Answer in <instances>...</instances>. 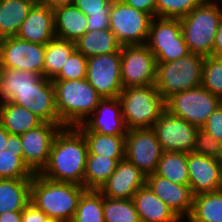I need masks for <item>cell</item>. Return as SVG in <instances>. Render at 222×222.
I'll return each instance as SVG.
<instances>
[{
    "label": "cell",
    "mask_w": 222,
    "mask_h": 222,
    "mask_svg": "<svg viewBox=\"0 0 222 222\" xmlns=\"http://www.w3.org/2000/svg\"><path fill=\"white\" fill-rule=\"evenodd\" d=\"M81 132H97L108 135H126L122 105L118 97L102 98L95 111L76 126Z\"/></svg>",
    "instance_id": "obj_17"
},
{
    "label": "cell",
    "mask_w": 222,
    "mask_h": 222,
    "mask_svg": "<svg viewBox=\"0 0 222 222\" xmlns=\"http://www.w3.org/2000/svg\"><path fill=\"white\" fill-rule=\"evenodd\" d=\"M82 133L88 146V154L125 158V135H108L97 132Z\"/></svg>",
    "instance_id": "obj_32"
},
{
    "label": "cell",
    "mask_w": 222,
    "mask_h": 222,
    "mask_svg": "<svg viewBox=\"0 0 222 222\" xmlns=\"http://www.w3.org/2000/svg\"><path fill=\"white\" fill-rule=\"evenodd\" d=\"M127 5L156 17V0H123Z\"/></svg>",
    "instance_id": "obj_45"
},
{
    "label": "cell",
    "mask_w": 222,
    "mask_h": 222,
    "mask_svg": "<svg viewBox=\"0 0 222 222\" xmlns=\"http://www.w3.org/2000/svg\"><path fill=\"white\" fill-rule=\"evenodd\" d=\"M152 17L127 5L123 0H113L109 16V29L121 46L146 44Z\"/></svg>",
    "instance_id": "obj_9"
},
{
    "label": "cell",
    "mask_w": 222,
    "mask_h": 222,
    "mask_svg": "<svg viewBox=\"0 0 222 222\" xmlns=\"http://www.w3.org/2000/svg\"><path fill=\"white\" fill-rule=\"evenodd\" d=\"M204 60L200 54L189 53L175 61L157 62L155 86L163 99L200 86Z\"/></svg>",
    "instance_id": "obj_5"
},
{
    "label": "cell",
    "mask_w": 222,
    "mask_h": 222,
    "mask_svg": "<svg viewBox=\"0 0 222 222\" xmlns=\"http://www.w3.org/2000/svg\"><path fill=\"white\" fill-rule=\"evenodd\" d=\"M104 222H140L132 199H112L103 196Z\"/></svg>",
    "instance_id": "obj_36"
},
{
    "label": "cell",
    "mask_w": 222,
    "mask_h": 222,
    "mask_svg": "<svg viewBox=\"0 0 222 222\" xmlns=\"http://www.w3.org/2000/svg\"><path fill=\"white\" fill-rule=\"evenodd\" d=\"M62 127L57 123L44 122L20 135L23 161L34 173H40L47 165L52 144Z\"/></svg>",
    "instance_id": "obj_15"
},
{
    "label": "cell",
    "mask_w": 222,
    "mask_h": 222,
    "mask_svg": "<svg viewBox=\"0 0 222 222\" xmlns=\"http://www.w3.org/2000/svg\"><path fill=\"white\" fill-rule=\"evenodd\" d=\"M220 147L221 142L214 139L212 135L199 128L196 133L194 149L192 152L217 159Z\"/></svg>",
    "instance_id": "obj_40"
},
{
    "label": "cell",
    "mask_w": 222,
    "mask_h": 222,
    "mask_svg": "<svg viewBox=\"0 0 222 222\" xmlns=\"http://www.w3.org/2000/svg\"><path fill=\"white\" fill-rule=\"evenodd\" d=\"M201 85L222 99V57H205Z\"/></svg>",
    "instance_id": "obj_37"
},
{
    "label": "cell",
    "mask_w": 222,
    "mask_h": 222,
    "mask_svg": "<svg viewBox=\"0 0 222 222\" xmlns=\"http://www.w3.org/2000/svg\"><path fill=\"white\" fill-rule=\"evenodd\" d=\"M85 190L83 185L53 181L35 173L31 181L30 202L50 219L71 222Z\"/></svg>",
    "instance_id": "obj_2"
},
{
    "label": "cell",
    "mask_w": 222,
    "mask_h": 222,
    "mask_svg": "<svg viewBox=\"0 0 222 222\" xmlns=\"http://www.w3.org/2000/svg\"><path fill=\"white\" fill-rule=\"evenodd\" d=\"M109 16L110 14H97L87 16V30H103L109 29Z\"/></svg>",
    "instance_id": "obj_44"
},
{
    "label": "cell",
    "mask_w": 222,
    "mask_h": 222,
    "mask_svg": "<svg viewBox=\"0 0 222 222\" xmlns=\"http://www.w3.org/2000/svg\"><path fill=\"white\" fill-rule=\"evenodd\" d=\"M152 129L155 131L163 151L189 154L194 149L199 128L165 110Z\"/></svg>",
    "instance_id": "obj_14"
},
{
    "label": "cell",
    "mask_w": 222,
    "mask_h": 222,
    "mask_svg": "<svg viewBox=\"0 0 222 222\" xmlns=\"http://www.w3.org/2000/svg\"><path fill=\"white\" fill-rule=\"evenodd\" d=\"M140 222H180L182 221L153 191L145 184L132 198Z\"/></svg>",
    "instance_id": "obj_22"
},
{
    "label": "cell",
    "mask_w": 222,
    "mask_h": 222,
    "mask_svg": "<svg viewBox=\"0 0 222 222\" xmlns=\"http://www.w3.org/2000/svg\"><path fill=\"white\" fill-rule=\"evenodd\" d=\"M118 98L127 130L152 128L166 110L155 84L123 88Z\"/></svg>",
    "instance_id": "obj_4"
},
{
    "label": "cell",
    "mask_w": 222,
    "mask_h": 222,
    "mask_svg": "<svg viewBox=\"0 0 222 222\" xmlns=\"http://www.w3.org/2000/svg\"><path fill=\"white\" fill-rule=\"evenodd\" d=\"M212 56L222 57V12L220 16L219 26L215 35V40L212 49Z\"/></svg>",
    "instance_id": "obj_46"
},
{
    "label": "cell",
    "mask_w": 222,
    "mask_h": 222,
    "mask_svg": "<svg viewBox=\"0 0 222 222\" xmlns=\"http://www.w3.org/2000/svg\"><path fill=\"white\" fill-rule=\"evenodd\" d=\"M45 222H62V221L48 218Z\"/></svg>",
    "instance_id": "obj_53"
},
{
    "label": "cell",
    "mask_w": 222,
    "mask_h": 222,
    "mask_svg": "<svg viewBox=\"0 0 222 222\" xmlns=\"http://www.w3.org/2000/svg\"><path fill=\"white\" fill-rule=\"evenodd\" d=\"M0 222H22V211H10L0 214Z\"/></svg>",
    "instance_id": "obj_48"
},
{
    "label": "cell",
    "mask_w": 222,
    "mask_h": 222,
    "mask_svg": "<svg viewBox=\"0 0 222 222\" xmlns=\"http://www.w3.org/2000/svg\"><path fill=\"white\" fill-rule=\"evenodd\" d=\"M16 37L42 45L54 39L56 34L53 9L35 2L21 24Z\"/></svg>",
    "instance_id": "obj_21"
},
{
    "label": "cell",
    "mask_w": 222,
    "mask_h": 222,
    "mask_svg": "<svg viewBox=\"0 0 222 222\" xmlns=\"http://www.w3.org/2000/svg\"><path fill=\"white\" fill-rule=\"evenodd\" d=\"M201 129L212 135L214 139L222 142V103L207 118Z\"/></svg>",
    "instance_id": "obj_42"
},
{
    "label": "cell",
    "mask_w": 222,
    "mask_h": 222,
    "mask_svg": "<svg viewBox=\"0 0 222 222\" xmlns=\"http://www.w3.org/2000/svg\"><path fill=\"white\" fill-rule=\"evenodd\" d=\"M32 179H0V214L22 211L31 198Z\"/></svg>",
    "instance_id": "obj_25"
},
{
    "label": "cell",
    "mask_w": 222,
    "mask_h": 222,
    "mask_svg": "<svg viewBox=\"0 0 222 222\" xmlns=\"http://www.w3.org/2000/svg\"><path fill=\"white\" fill-rule=\"evenodd\" d=\"M52 82L56 109L63 126L81 125L95 111L102 99L86 78Z\"/></svg>",
    "instance_id": "obj_3"
},
{
    "label": "cell",
    "mask_w": 222,
    "mask_h": 222,
    "mask_svg": "<svg viewBox=\"0 0 222 222\" xmlns=\"http://www.w3.org/2000/svg\"><path fill=\"white\" fill-rule=\"evenodd\" d=\"M189 222H222V189L194 196Z\"/></svg>",
    "instance_id": "obj_30"
},
{
    "label": "cell",
    "mask_w": 222,
    "mask_h": 222,
    "mask_svg": "<svg viewBox=\"0 0 222 222\" xmlns=\"http://www.w3.org/2000/svg\"><path fill=\"white\" fill-rule=\"evenodd\" d=\"M189 186L193 195L222 189V165L211 157L188 154Z\"/></svg>",
    "instance_id": "obj_18"
},
{
    "label": "cell",
    "mask_w": 222,
    "mask_h": 222,
    "mask_svg": "<svg viewBox=\"0 0 222 222\" xmlns=\"http://www.w3.org/2000/svg\"><path fill=\"white\" fill-rule=\"evenodd\" d=\"M23 150L0 151V179H32L35 173L23 161Z\"/></svg>",
    "instance_id": "obj_35"
},
{
    "label": "cell",
    "mask_w": 222,
    "mask_h": 222,
    "mask_svg": "<svg viewBox=\"0 0 222 222\" xmlns=\"http://www.w3.org/2000/svg\"><path fill=\"white\" fill-rule=\"evenodd\" d=\"M202 4V0H156V17L180 19Z\"/></svg>",
    "instance_id": "obj_38"
},
{
    "label": "cell",
    "mask_w": 222,
    "mask_h": 222,
    "mask_svg": "<svg viewBox=\"0 0 222 222\" xmlns=\"http://www.w3.org/2000/svg\"><path fill=\"white\" fill-rule=\"evenodd\" d=\"M221 103L220 97L200 85L172 94L165 100V108L170 114L201 128Z\"/></svg>",
    "instance_id": "obj_7"
},
{
    "label": "cell",
    "mask_w": 222,
    "mask_h": 222,
    "mask_svg": "<svg viewBox=\"0 0 222 222\" xmlns=\"http://www.w3.org/2000/svg\"><path fill=\"white\" fill-rule=\"evenodd\" d=\"M125 158H110L101 155L87 154L84 173L86 190H99L115 171L119 161Z\"/></svg>",
    "instance_id": "obj_28"
},
{
    "label": "cell",
    "mask_w": 222,
    "mask_h": 222,
    "mask_svg": "<svg viewBox=\"0 0 222 222\" xmlns=\"http://www.w3.org/2000/svg\"><path fill=\"white\" fill-rule=\"evenodd\" d=\"M87 76V58L76 49L68 57L61 71L52 80H80Z\"/></svg>",
    "instance_id": "obj_39"
},
{
    "label": "cell",
    "mask_w": 222,
    "mask_h": 222,
    "mask_svg": "<svg viewBox=\"0 0 222 222\" xmlns=\"http://www.w3.org/2000/svg\"><path fill=\"white\" fill-rule=\"evenodd\" d=\"M47 215L30 202L22 210V222H45Z\"/></svg>",
    "instance_id": "obj_43"
},
{
    "label": "cell",
    "mask_w": 222,
    "mask_h": 222,
    "mask_svg": "<svg viewBox=\"0 0 222 222\" xmlns=\"http://www.w3.org/2000/svg\"><path fill=\"white\" fill-rule=\"evenodd\" d=\"M222 8L199 5L180 18L184 41L190 53L212 56Z\"/></svg>",
    "instance_id": "obj_6"
},
{
    "label": "cell",
    "mask_w": 222,
    "mask_h": 222,
    "mask_svg": "<svg viewBox=\"0 0 222 222\" xmlns=\"http://www.w3.org/2000/svg\"><path fill=\"white\" fill-rule=\"evenodd\" d=\"M75 50V42L54 38L45 44L44 77L53 79Z\"/></svg>",
    "instance_id": "obj_33"
},
{
    "label": "cell",
    "mask_w": 222,
    "mask_h": 222,
    "mask_svg": "<svg viewBox=\"0 0 222 222\" xmlns=\"http://www.w3.org/2000/svg\"><path fill=\"white\" fill-rule=\"evenodd\" d=\"M146 184V176L132 163L123 159L99 191L112 199H132L138 189Z\"/></svg>",
    "instance_id": "obj_20"
},
{
    "label": "cell",
    "mask_w": 222,
    "mask_h": 222,
    "mask_svg": "<svg viewBox=\"0 0 222 222\" xmlns=\"http://www.w3.org/2000/svg\"><path fill=\"white\" fill-rule=\"evenodd\" d=\"M10 133L0 124V151L6 149V142Z\"/></svg>",
    "instance_id": "obj_50"
},
{
    "label": "cell",
    "mask_w": 222,
    "mask_h": 222,
    "mask_svg": "<svg viewBox=\"0 0 222 222\" xmlns=\"http://www.w3.org/2000/svg\"><path fill=\"white\" fill-rule=\"evenodd\" d=\"M156 70V57L146 44L121 46L123 88L155 84Z\"/></svg>",
    "instance_id": "obj_10"
},
{
    "label": "cell",
    "mask_w": 222,
    "mask_h": 222,
    "mask_svg": "<svg viewBox=\"0 0 222 222\" xmlns=\"http://www.w3.org/2000/svg\"><path fill=\"white\" fill-rule=\"evenodd\" d=\"M146 45L156 62H171L190 53L184 41L179 19L153 17Z\"/></svg>",
    "instance_id": "obj_8"
},
{
    "label": "cell",
    "mask_w": 222,
    "mask_h": 222,
    "mask_svg": "<svg viewBox=\"0 0 222 222\" xmlns=\"http://www.w3.org/2000/svg\"><path fill=\"white\" fill-rule=\"evenodd\" d=\"M155 174L173 183L189 185L188 153L163 151Z\"/></svg>",
    "instance_id": "obj_31"
},
{
    "label": "cell",
    "mask_w": 222,
    "mask_h": 222,
    "mask_svg": "<svg viewBox=\"0 0 222 222\" xmlns=\"http://www.w3.org/2000/svg\"><path fill=\"white\" fill-rule=\"evenodd\" d=\"M43 76L30 72L11 68L0 70V103L10 101L21 90L30 89Z\"/></svg>",
    "instance_id": "obj_29"
},
{
    "label": "cell",
    "mask_w": 222,
    "mask_h": 222,
    "mask_svg": "<svg viewBox=\"0 0 222 222\" xmlns=\"http://www.w3.org/2000/svg\"><path fill=\"white\" fill-rule=\"evenodd\" d=\"M88 146L75 126H64L57 133L47 165L40 174L50 180L84 186Z\"/></svg>",
    "instance_id": "obj_1"
},
{
    "label": "cell",
    "mask_w": 222,
    "mask_h": 222,
    "mask_svg": "<svg viewBox=\"0 0 222 222\" xmlns=\"http://www.w3.org/2000/svg\"><path fill=\"white\" fill-rule=\"evenodd\" d=\"M71 222H104L103 194L99 190H85Z\"/></svg>",
    "instance_id": "obj_34"
},
{
    "label": "cell",
    "mask_w": 222,
    "mask_h": 222,
    "mask_svg": "<svg viewBox=\"0 0 222 222\" xmlns=\"http://www.w3.org/2000/svg\"><path fill=\"white\" fill-rule=\"evenodd\" d=\"M121 52L87 58V81L102 98L119 97L121 80Z\"/></svg>",
    "instance_id": "obj_13"
},
{
    "label": "cell",
    "mask_w": 222,
    "mask_h": 222,
    "mask_svg": "<svg viewBox=\"0 0 222 222\" xmlns=\"http://www.w3.org/2000/svg\"><path fill=\"white\" fill-rule=\"evenodd\" d=\"M113 0H75L74 5L86 16L110 14Z\"/></svg>",
    "instance_id": "obj_41"
},
{
    "label": "cell",
    "mask_w": 222,
    "mask_h": 222,
    "mask_svg": "<svg viewBox=\"0 0 222 222\" xmlns=\"http://www.w3.org/2000/svg\"><path fill=\"white\" fill-rule=\"evenodd\" d=\"M162 147L152 128L130 129L125 135V159L145 176L155 173Z\"/></svg>",
    "instance_id": "obj_12"
},
{
    "label": "cell",
    "mask_w": 222,
    "mask_h": 222,
    "mask_svg": "<svg viewBox=\"0 0 222 222\" xmlns=\"http://www.w3.org/2000/svg\"><path fill=\"white\" fill-rule=\"evenodd\" d=\"M44 121L25 107L10 101L0 103V124L10 133L21 135Z\"/></svg>",
    "instance_id": "obj_24"
},
{
    "label": "cell",
    "mask_w": 222,
    "mask_h": 222,
    "mask_svg": "<svg viewBox=\"0 0 222 222\" xmlns=\"http://www.w3.org/2000/svg\"><path fill=\"white\" fill-rule=\"evenodd\" d=\"M216 1L217 0H202V4L207 5V6L222 8V7H220L219 4L216 3Z\"/></svg>",
    "instance_id": "obj_51"
},
{
    "label": "cell",
    "mask_w": 222,
    "mask_h": 222,
    "mask_svg": "<svg viewBox=\"0 0 222 222\" xmlns=\"http://www.w3.org/2000/svg\"><path fill=\"white\" fill-rule=\"evenodd\" d=\"M56 38L76 42L87 30V16L74 4L55 8Z\"/></svg>",
    "instance_id": "obj_23"
},
{
    "label": "cell",
    "mask_w": 222,
    "mask_h": 222,
    "mask_svg": "<svg viewBox=\"0 0 222 222\" xmlns=\"http://www.w3.org/2000/svg\"><path fill=\"white\" fill-rule=\"evenodd\" d=\"M75 0H36V3L55 9L60 6L72 5Z\"/></svg>",
    "instance_id": "obj_47"
},
{
    "label": "cell",
    "mask_w": 222,
    "mask_h": 222,
    "mask_svg": "<svg viewBox=\"0 0 222 222\" xmlns=\"http://www.w3.org/2000/svg\"><path fill=\"white\" fill-rule=\"evenodd\" d=\"M75 49L86 58L121 52V45L110 29L87 31L75 42Z\"/></svg>",
    "instance_id": "obj_26"
},
{
    "label": "cell",
    "mask_w": 222,
    "mask_h": 222,
    "mask_svg": "<svg viewBox=\"0 0 222 222\" xmlns=\"http://www.w3.org/2000/svg\"><path fill=\"white\" fill-rule=\"evenodd\" d=\"M45 45L13 37L0 39V67L30 71L44 77Z\"/></svg>",
    "instance_id": "obj_11"
},
{
    "label": "cell",
    "mask_w": 222,
    "mask_h": 222,
    "mask_svg": "<svg viewBox=\"0 0 222 222\" xmlns=\"http://www.w3.org/2000/svg\"><path fill=\"white\" fill-rule=\"evenodd\" d=\"M5 147L6 149L22 150L20 135L9 134Z\"/></svg>",
    "instance_id": "obj_49"
},
{
    "label": "cell",
    "mask_w": 222,
    "mask_h": 222,
    "mask_svg": "<svg viewBox=\"0 0 222 222\" xmlns=\"http://www.w3.org/2000/svg\"><path fill=\"white\" fill-rule=\"evenodd\" d=\"M217 160L220 162V164L222 165V142H221V147H220V151L219 154L217 156Z\"/></svg>",
    "instance_id": "obj_52"
},
{
    "label": "cell",
    "mask_w": 222,
    "mask_h": 222,
    "mask_svg": "<svg viewBox=\"0 0 222 222\" xmlns=\"http://www.w3.org/2000/svg\"><path fill=\"white\" fill-rule=\"evenodd\" d=\"M146 184L182 221L188 218L194 199L189 185L173 183L155 173L146 176Z\"/></svg>",
    "instance_id": "obj_19"
},
{
    "label": "cell",
    "mask_w": 222,
    "mask_h": 222,
    "mask_svg": "<svg viewBox=\"0 0 222 222\" xmlns=\"http://www.w3.org/2000/svg\"><path fill=\"white\" fill-rule=\"evenodd\" d=\"M10 102L25 107L44 122L63 125L56 109L52 79L43 77L32 88L16 93Z\"/></svg>",
    "instance_id": "obj_16"
},
{
    "label": "cell",
    "mask_w": 222,
    "mask_h": 222,
    "mask_svg": "<svg viewBox=\"0 0 222 222\" xmlns=\"http://www.w3.org/2000/svg\"><path fill=\"white\" fill-rule=\"evenodd\" d=\"M36 0H0V39L16 36Z\"/></svg>",
    "instance_id": "obj_27"
}]
</instances>
